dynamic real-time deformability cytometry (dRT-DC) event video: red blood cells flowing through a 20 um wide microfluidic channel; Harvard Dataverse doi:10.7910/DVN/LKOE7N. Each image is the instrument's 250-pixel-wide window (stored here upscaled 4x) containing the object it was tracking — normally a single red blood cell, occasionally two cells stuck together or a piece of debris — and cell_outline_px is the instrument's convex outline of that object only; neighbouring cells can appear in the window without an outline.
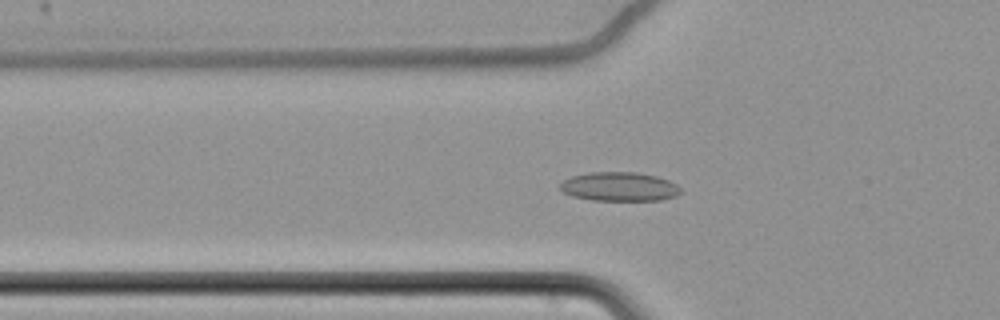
{"species": "common noctule bat (a hibernating species)", "species_latin": "Nyctalus noctula", "temperature_condition": "cold", "stored_images_in_passage": 64, "camera_frame_rate_fps": 3000, "um_per_image_px": 0.085, "animal": {"sex": "female", "body_mass_g": 22.7, "forearm_length_mm": 54.2}, "frame": {"image": 1, "passage_image": 25, "time_ms": 8.0, "image_size_px": [1000, 320], "cell_outline_px": [[684, 192], [676, 196], [660, 200], [592, 200], [572, 196], [564, 192], [560, 188], [560, 184], [564, 180], [572, 176], [588, 172], [636, 172], [656, 176], [668, 180], [676, 184]], "centroid_in_image_um": [52.67, 15.86], "position_along_channel_um": 73.1, "area_um2": 20.4}}
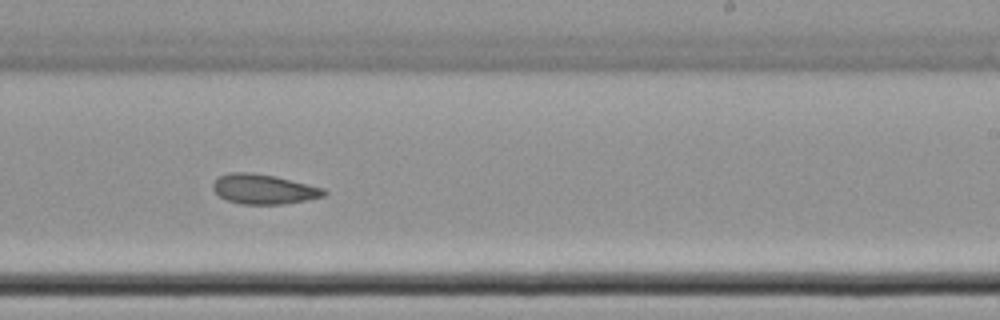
{"frame": {"image": 2, "passage_image": 42, "time_ms": 13.667, "image_size_px": [1000, 320], "cell_outline_px": [[328, 192], [324, 196], [284, 204], [240, 204], [228, 200], [220, 196], [212, 188], [212, 184], [220, 176], [228, 172], [252, 172], [276, 176], [324, 188]], "centroid_in_image_um": [22.41, 16.07], "position_along_channel_um": 266.6, "area_um2": 19.25}}
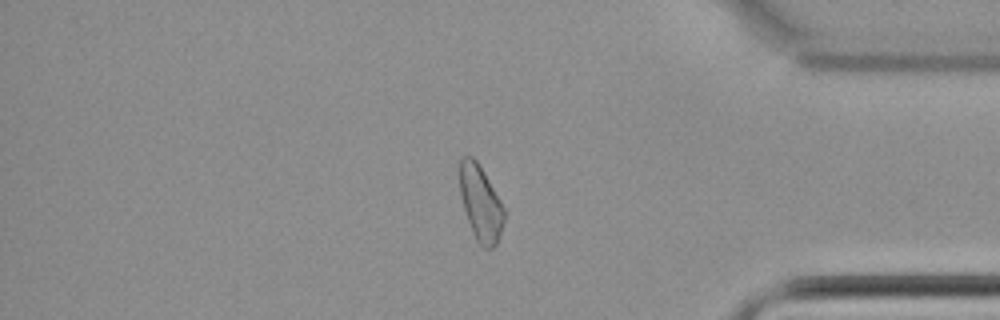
{"frame": {"image": 3, "passage_image": 55, "time_ms": 18.0, "image_size_px": [1000, 320], "cell_outline_px": [[504, 220], [500, 236], [496, 244], [492, 248], [484, 248], [476, 240], [472, 232], [464, 208], [460, 192], [460, 160], [464, 156], [472, 156], [476, 160], [484, 172], [500, 200], [504, 208]], "centroid_in_image_um": [40.86, 17.28], "position_along_channel_um": 394.3, "area_um2": 19.25}}